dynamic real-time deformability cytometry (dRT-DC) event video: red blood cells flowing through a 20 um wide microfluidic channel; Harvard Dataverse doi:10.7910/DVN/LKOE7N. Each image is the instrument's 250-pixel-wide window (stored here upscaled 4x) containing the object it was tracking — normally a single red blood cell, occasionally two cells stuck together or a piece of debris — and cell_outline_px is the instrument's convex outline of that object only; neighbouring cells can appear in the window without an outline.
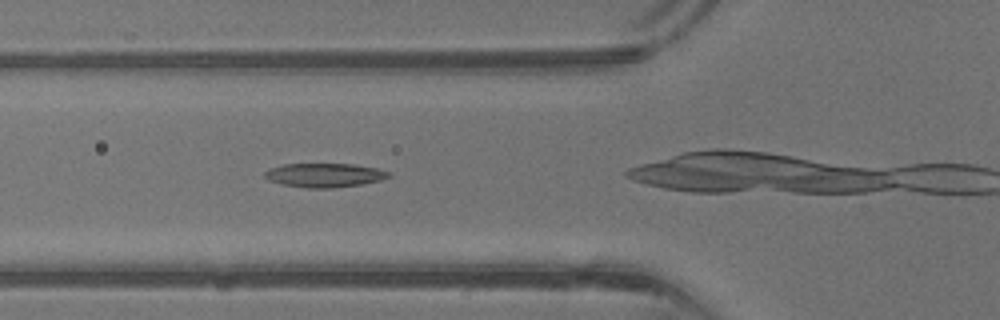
{"species": "common noctule bat (a hibernating species)", "species_latin": "Nyctalus noctula", "temperature_condition": "warm", "stored_images_in_passage": 24, "camera_frame_rate_fps": 3000, "um_per_image_px": 0.085, "animal": {"sex": "male", "body_mass_g": 13.3}, "frame": {"image": 1, "passage_image": 6, "time_ms": 1.667, "image_size_px": [1000, 320], "cell_outline_px": [[392, 176], [380, 180], [360, 184], [332, 188], [308, 188], [284, 184], [268, 180], [264, 176], [264, 172], [272, 168], [284, 164], [352, 164], [380, 168], [392, 172]], "centroid_in_image_um": [27.64, 14.88], "position_along_channel_um": 98.2, "area_um2": 17.28}}
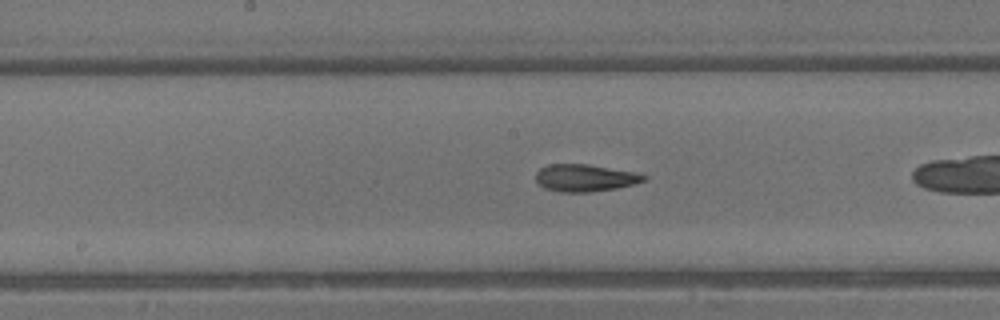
{"frame": {"image": 2, "passage_image": 12, "time_ms": 3.667, "image_size_px": [1000, 320], "cell_outline_px": [[648, 176], [644, 180], [632, 184], [616, 188], [588, 192], [560, 192], [544, 188], [536, 180], [536, 172], [540, 168], [548, 164], [588, 164], [636, 172]], "centroid_in_image_um": [49.7, 15.11], "position_along_channel_um": 198.5, "area_um2": 17.05}}
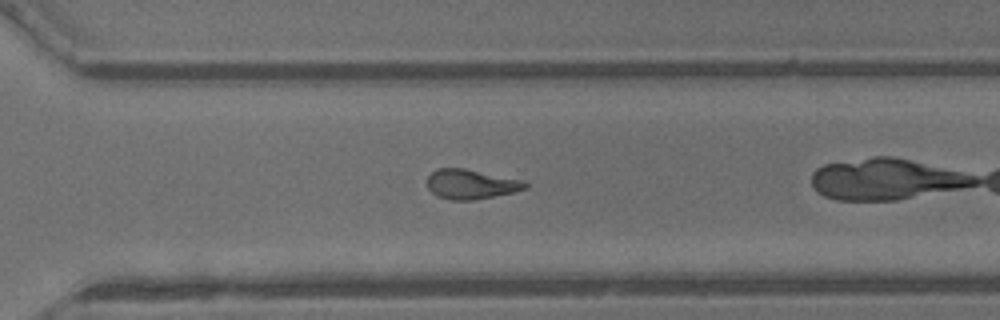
{"frame": {"image": 3, "passage_image": 20, "time_ms": 6.333, "image_size_px": [1000, 320], "cell_outline_px": [[528, 188], [512, 192], [472, 200], [452, 200], [436, 196], [428, 188], [428, 176], [436, 168], [464, 168], [524, 180], [528, 184]], "centroid_in_image_um": [40.03, 15.65], "position_along_channel_um": 330.6, "area_um2": 16.88}}